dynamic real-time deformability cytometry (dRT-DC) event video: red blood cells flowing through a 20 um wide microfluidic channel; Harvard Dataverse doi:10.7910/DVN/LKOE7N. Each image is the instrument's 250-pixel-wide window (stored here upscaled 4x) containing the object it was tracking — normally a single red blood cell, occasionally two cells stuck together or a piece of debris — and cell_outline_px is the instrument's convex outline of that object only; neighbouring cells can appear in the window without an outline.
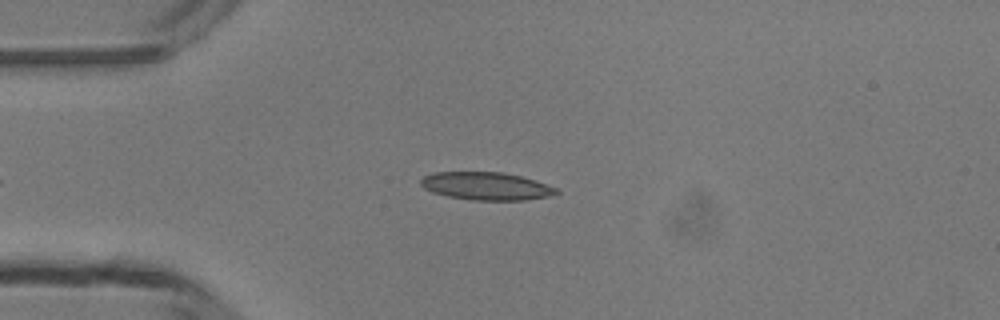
{"species": "common noctule bat (a hibernating species)", "species_latin": "Nyctalus noctula", "temperature_condition": "room temperature", "stored_images_in_passage": 38, "camera_frame_rate_fps": 3000, "um_per_image_px": 0.085, "animal": {"sex": "male", "body_mass_g": 13.3}, "frame": {"image": 1, "passage_image": 6, "time_ms": 1.667, "image_size_px": [1000, 320], "cell_outline_px": [[560, 192], [552, 196], [524, 200], [472, 200], [448, 196], [432, 192], [424, 188], [420, 184], [420, 180], [424, 176], [432, 172], [504, 172], [520, 176], [556, 188]], "centroid_in_image_um": [41.3, 15.82], "position_along_channel_um": 43.7, "area_um2": 21.91}}
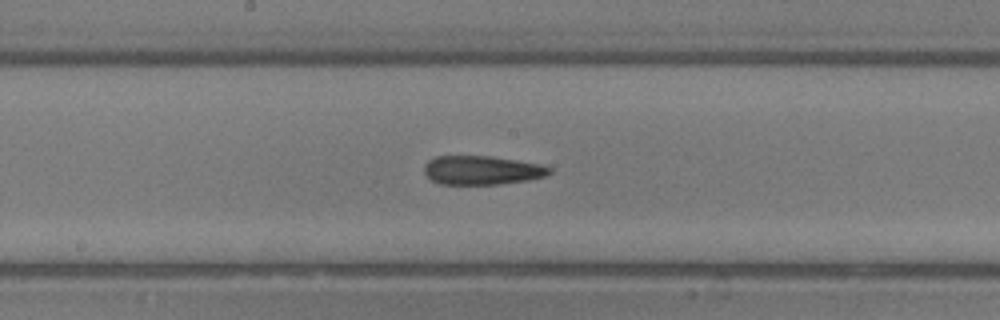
{"frame": {"image": 2, "passage_image": 19, "time_ms": 6.0, "image_size_px": [1000, 320], "cell_outline_px": [[552, 172], [544, 176], [528, 180], [496, 184], [440, 184], [432, 180], [424, 172], [424, 164], [428, 160], [436, 156], [492, 156], [540, 164], [552, 168]], "centroid_in_image_um": [40.95, 14.46], "position_along_channel_um": 207.3, "area_um2": 21.04}}
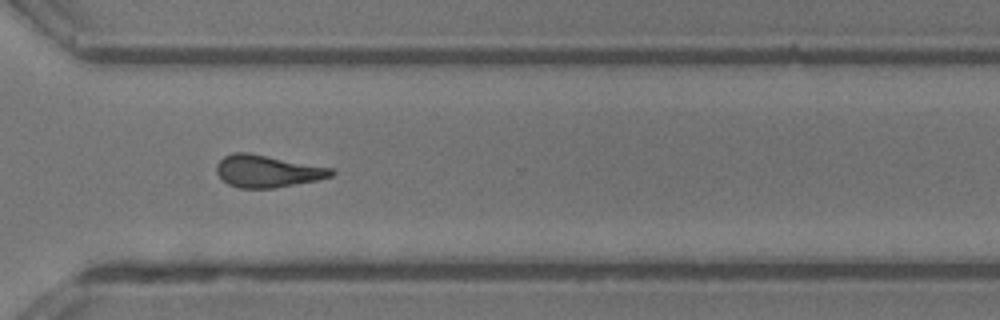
{"frame": {"image": 3, "passage_image": 29, "time_ms": 9.333, "image_size_px": [1000, 320], "cell_outline_px": [[336, 172], [332, 176], [316, 180], [272, 188], [240, 188], [228, 184], [216, 172], [216, 164], [224, 156], [236, 152], [248, 152], [332, 168]], "centroid_in_image_um": [22.71, 14.54], "position_along_channel_um": 347.9, "area_um2": 21.33}, "authors_computed_cell_mechanics": {"area_um2": 21.2126, "velocity_mm_per_s": 4.2305, "shape_relaxation_time_tau1_ms": null, "shape_relaxation_time_tau2_ms": 5.0435, "deformation_change_tau1": null, "deformation_change_tau2": 0.1762}}